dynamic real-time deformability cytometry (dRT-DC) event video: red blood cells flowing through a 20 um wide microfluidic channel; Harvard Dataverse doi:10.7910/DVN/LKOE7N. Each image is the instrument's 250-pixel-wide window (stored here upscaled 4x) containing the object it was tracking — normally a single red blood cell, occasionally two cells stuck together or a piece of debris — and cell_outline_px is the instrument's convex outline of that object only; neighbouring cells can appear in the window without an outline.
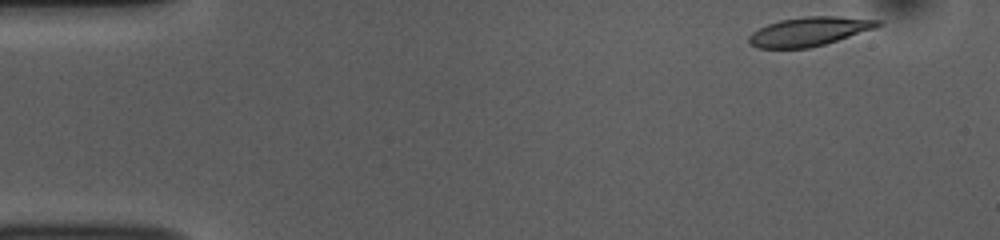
{"species": "common noctule bat (a hibernating species)", "species_latin": "Nyctalus noctula", "temperature_condition": "room temperature", "stored_images_in_passage": 49, "camera_frame_rate_fps": 3000, "um_per_image_px": 0.085, "animal": {"sex": "female", "body_mass_g": 10.0, "forearm_length_mm": 53.1}, "frame": {"image": 1, "passage_image": 1, "time_ms": 0.0, "image_size_px": [1000, 240], "cell_outline_px": [[884, 24], [876, 28], [824, 44], [808, 48], [756, 48], [748, 40], [748, 36], [752, 32], [768, 24], [780, 20], [804, 16], [836, 16], [880, 20]], "centroid_in_image_um": [68.79, 2.67], "position_along_channel_um": 16.2, "area_um2": 21.62}}
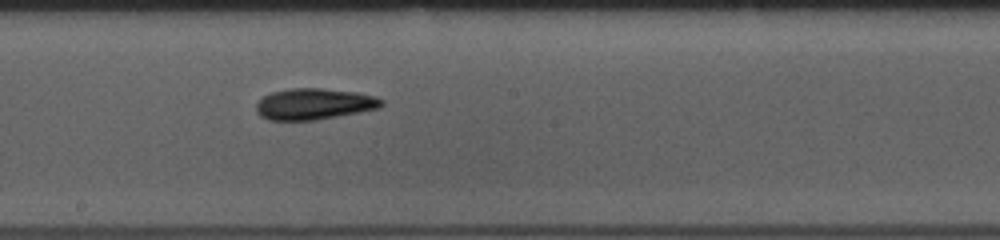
{"frame": {"image": 2, "passage_image": 25, "time_ms": 8.0, "image_size_px": [1000, 240], "cell_outline_px": [[384, 104], [380, 108], [316, 120], [268, 120], [260, 116], [256, 112], [256, 104], [264, 96], [272, 92], [288, 88], [320, 88], [356, 92], [376, 96], [384, 100]], "centroid_in_image_um": [26.71, 8.84], "position_along_channel_um": 221.5, "area_um2": 22.89}}
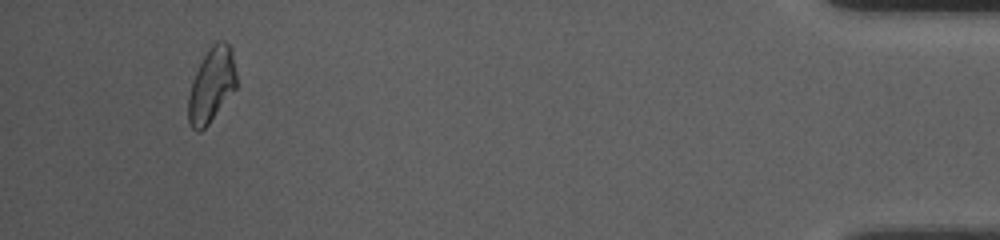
{"frame": {"image": 3, "passage_image": 46, "time_ms": 15.0, "image_size_px": [1000, 240], "cell_outline_px": [[236, 88], [208, 124], [200, 132], [196, 132], [192, 128], [188, 120], [188, 96], [196, 72], [208, 48], [216, 40], [224, 40], [232, 48], [236, 76]], "centroid_in_image_um": [17.98, 7.21], "position_along_channel_um": 417.2, "area_um2": 20.75}, "authors_computed_cell_mechanics": {"area_um2": 21.7328, "velocity_mm_per_s": 3.7972, "shape_relaxation_time_tau1_ms": 6.0073, "shape_relaxation_time_tau2_ms": 5.9865, "deformation_change_tau1": 0.1397, "deformation_change_tau2": 0.1362}}